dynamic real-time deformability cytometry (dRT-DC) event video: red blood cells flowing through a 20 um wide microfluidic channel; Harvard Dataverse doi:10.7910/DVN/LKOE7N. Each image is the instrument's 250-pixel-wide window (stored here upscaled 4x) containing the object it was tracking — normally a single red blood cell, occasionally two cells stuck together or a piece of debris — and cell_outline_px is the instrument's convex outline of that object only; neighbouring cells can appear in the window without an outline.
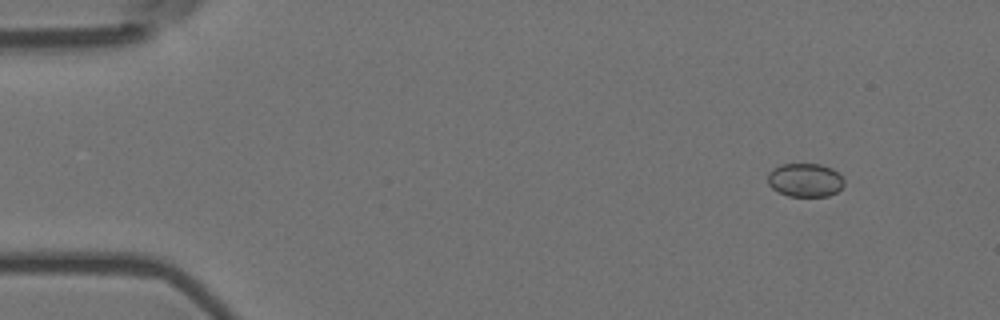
{"species": "Egyptian fruit bat (a non-hibernating species)", "species_latin": "Rousettus aegyptiacus", "temperature_condition": "room temperature", "stored_images_in_passage": 5, "camera_frame_rate_fps": 3000, "um_per_image_px": 0.085, "animal": {"sex": "female"}, "frame": {"image": 1, "passage_image": 2, "time_ms": 0.333, "image_size_px": [1000, 320], "cell_outline_px": [[844, 184], [836, 192], [828, 196], [788, 196], [772, 188], [768, 184], [768, 172], [772, 168], [780, 164], [820, 164], [832, 168], [844, 180]], "centroid_in_image_um": [68.41, 15.29], "position_along_channel_um": 16.6, "area_um2": 14.91}}